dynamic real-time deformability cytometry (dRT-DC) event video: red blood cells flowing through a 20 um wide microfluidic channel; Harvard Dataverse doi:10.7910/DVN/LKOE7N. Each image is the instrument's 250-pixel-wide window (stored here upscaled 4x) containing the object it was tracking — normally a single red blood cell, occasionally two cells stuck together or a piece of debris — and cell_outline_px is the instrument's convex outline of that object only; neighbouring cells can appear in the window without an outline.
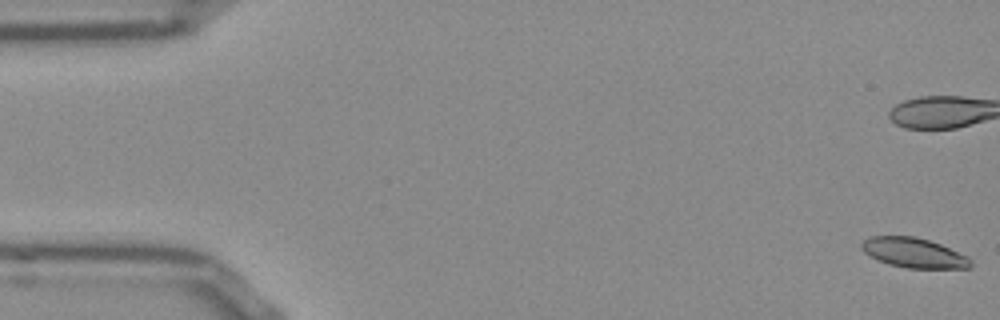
{"species": "Egyptian fruit bat (a non-hibernating species)", "species_latin": "Rousettus aegyptiacus", "temperature_condition": "room temperature", "stored_images_in_passage": 53, "camera_frame_rate_fps": 3000, "um_per_image_px": 0.085, "frame": {"image": 1, "passage_image": 1, "time_ms": 0.0, "image_size_px": [1000, 320], "cell_outline_px": [[972, 268], [908, 268], [888, 264], [864, 252], [860, 248], [860, 244], [868, 236], [916, 236], [940, 244], [968, 256], [972, 260]], "centroid_in_image_um": [77.69, 21.48], "position_along_channel_um": 7.3, "area_um2": 18.96}}